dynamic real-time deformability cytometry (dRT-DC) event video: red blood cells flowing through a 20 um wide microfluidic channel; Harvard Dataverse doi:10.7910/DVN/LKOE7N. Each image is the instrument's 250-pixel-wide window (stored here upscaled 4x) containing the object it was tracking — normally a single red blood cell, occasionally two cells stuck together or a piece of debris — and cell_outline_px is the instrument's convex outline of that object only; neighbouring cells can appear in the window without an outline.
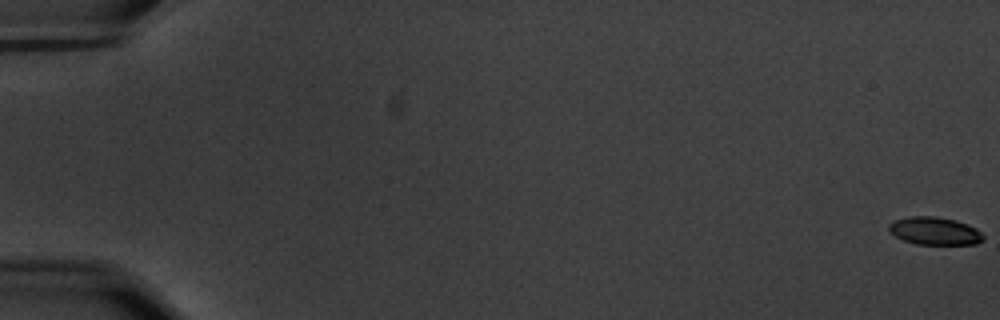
{"species": "common noctule bat (a hibernating species)", "species_latin": "Nyctalus noctula", "temperature_condition": "warm", "stored_images_in_passage": 60, "camera_frame_rate_fps": 3000, "um_per_image_px": 0.085, "animal": {"sex": "male", "body_mass_g": 20.1, "forearm_length_mm": 53.5}, "frame": {"image": 1, "passage_image": 1, "time_ms": 0.0, "image_size_px": [1000, 320], "cell_outline_px": [[984, 240], [976, 244], [916, 244], [904, 240], [888, 232], [888, 224], [896, 220], [912, 216], [936, 216], [956, 220], [976, 228], [984, 236]], "centroid_in_image_um": [79.45, 19.63], "position_along_channel_um": 5.6, "area_um2": 15.26}}
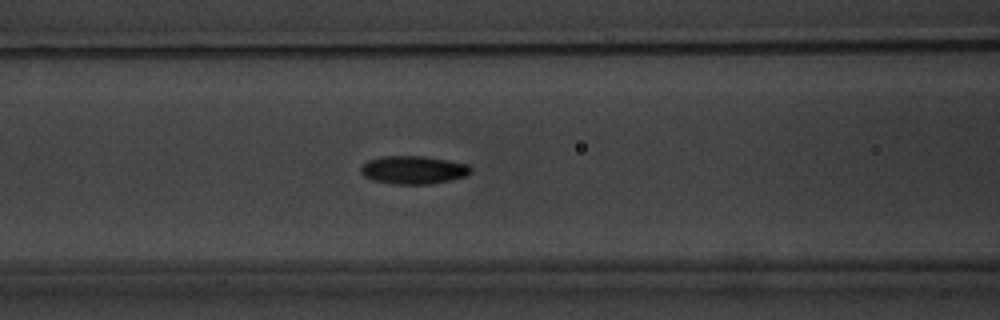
{"frame": {"image": 2, "passage_image": 27, "time_ms": 8.667, "image_size_px": [1000, 320], "cell_outline_px": [[472, 172], [468, 176], [432, 184], [392, 184], [372, 180], [364, 176], [360, 172], [360, 168], [368, 160], [384, 156], [424, 156], [468, 164], [472, 168]], "centroid_in_image_um": [35.16, 14.45], "position_along_channel_um": 131.4, "area_um2": 18.15}}
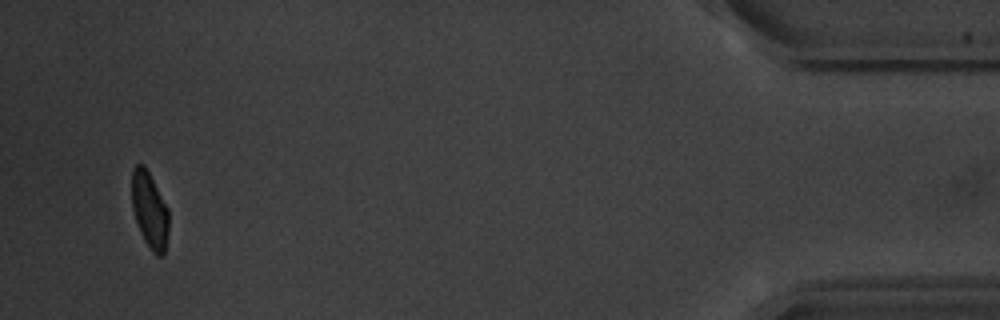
{"frame": {"image": 3, "passage_image": 58, "time_ms": 19.0, "image_size_px": [1000, 320], "cell_outline_px": [[168, 232], [164, 256], [156, 256], [144, 240], [140, 232], [132, 208], [132, 168], [136, 164], [144, 164], [168, 208]], "centroid_in_image_um": [12.71, 17.87], "position_along_channel_um": 422.5, "area_um2": 16.36}, "authors_computed_cell_mechanics": {"area_um2": 17.3111, "velocity_mm_per_s": 3.5129, "shape_relaxation_time_tau1_ms": 2.8614, "shape_relaxation_time_tau2_ms": 2.1186, "deformation_change_tau1": 0.1353, "deformation_change_tau2": 0.0629}}